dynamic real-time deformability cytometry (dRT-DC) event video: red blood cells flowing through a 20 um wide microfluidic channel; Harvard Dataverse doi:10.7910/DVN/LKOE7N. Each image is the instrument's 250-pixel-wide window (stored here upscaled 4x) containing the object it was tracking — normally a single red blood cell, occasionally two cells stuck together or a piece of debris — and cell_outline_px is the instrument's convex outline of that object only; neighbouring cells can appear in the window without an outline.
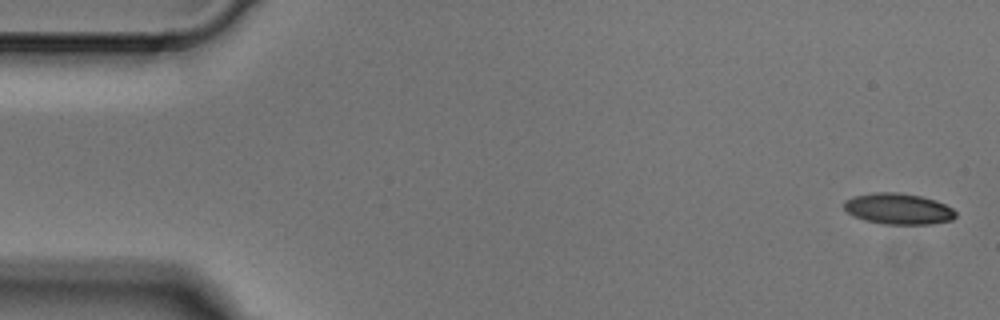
{"species": "Egyptian fruit bat (a non-hibernating species)", "species_latin": "Rousettus aegyptiacus", "temperature_condition": "cold", "stored_images_in_passage": 5, "camera_frame_rate_fps": 3000, "um_per_image_px": 0.085, "animal": {"sex": "male"}, "frame": {"image": 1, "passage_image": 1, "time_ms": 0.0, "image_size_px": [1000, 320], "cell_outline_px": [[956, 216], [952, 220], [932, 224], [884, 224], [864, 220], [852, 216], [844, 208], [844, 200], [852, 196], [872, 192], [900, 192], [920, 196], [936, 200], [952, 208], [956, 212]], "centroid_in_image_um": [76.33, 17.74], "position_along_channel_um": 8.7, "area_um2": 20.4}}
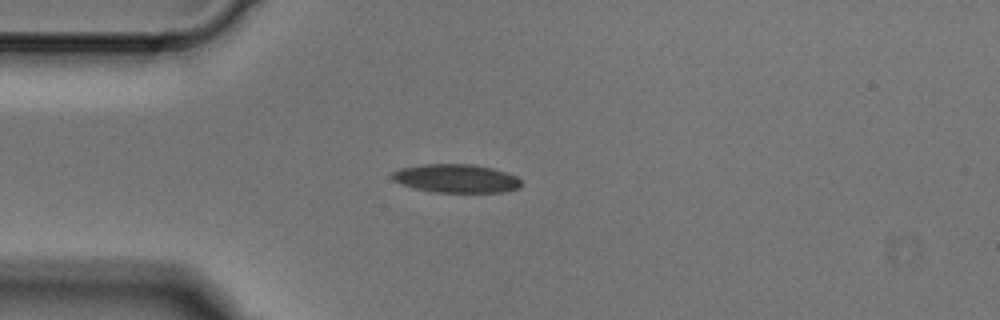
{"frame": {"image": 2, "passage_image": 4, "time_ms": 1.0, "image_size_px": [1000, 320], "cell_outline_px": [[520, 188], [504, 192], [436, 192], [412, 188], [400, 184], [392, 180], [392, 172], [400, 168], [424, 164], [472, 164], [492, 168], [516, 176], [520, 180]], "centroid_in_image_um": [38.74, 15.17], "position_along_channel_um": 46.3, "area_um2": 21.44}}